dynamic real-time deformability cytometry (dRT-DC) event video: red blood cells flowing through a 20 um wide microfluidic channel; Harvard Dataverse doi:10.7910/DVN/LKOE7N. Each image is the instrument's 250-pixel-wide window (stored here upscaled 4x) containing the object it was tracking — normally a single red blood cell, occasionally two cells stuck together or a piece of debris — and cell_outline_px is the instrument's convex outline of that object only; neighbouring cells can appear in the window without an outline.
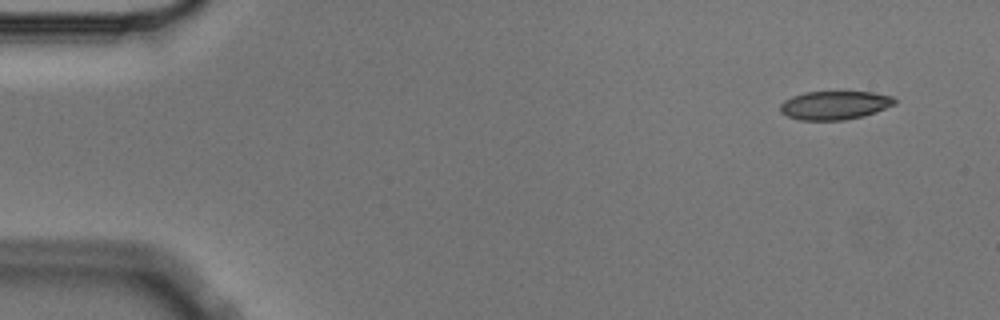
{"species": "Egyptian fruit bat (a non-hibernating species)", "species_latin": "Rousettus aegyptiacus", "temperature_condition": "cold", "stored_images_in_passage": 5, "camera_frame_rate_fps": 3000, "um_per_image_px": 0.085, "animal": {"sex": "male"}, "frame": {"image": 1, "passage_image": 1, "time_ms": 0.0, "image_size_px": [1000, 320], "cell_outline_px": [[896, 104], [876, 112], [864, 116], [844, 120], [800, 120], [788, 116], [780, 112], [780, 104], [784, 100], [792, 96], [804, 92], [872, 92], [892, 96], [896, 100]], "centroid_in_image_um": [70.95, 8.94], "position_along_channel_um": 14.1, "area_um2": 19.13}}
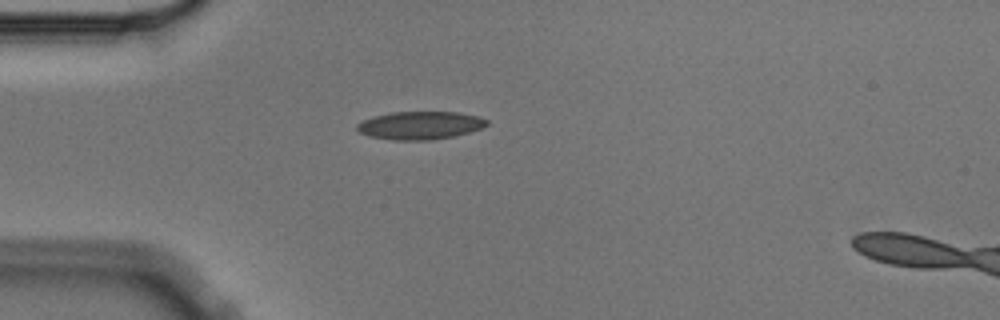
{"frame": {"image": 2, "passage_image": 4, "time_ms": 1.0, "image_size_px": [1000, 320], "cell_outline_px": [[488, 124], [480, 128], [468, 132], [452, 136], [432, 140], [392, 140], [368, 136], [360, 132], [356, 128], [356, 124], [372, 116], [392, 112], [456, 112], [480, 116], [488, 120]], "centroid_in_image_um": [35.68, 10.65], "position_along_channel_um": 49.3, "area_um2": 21.15}}